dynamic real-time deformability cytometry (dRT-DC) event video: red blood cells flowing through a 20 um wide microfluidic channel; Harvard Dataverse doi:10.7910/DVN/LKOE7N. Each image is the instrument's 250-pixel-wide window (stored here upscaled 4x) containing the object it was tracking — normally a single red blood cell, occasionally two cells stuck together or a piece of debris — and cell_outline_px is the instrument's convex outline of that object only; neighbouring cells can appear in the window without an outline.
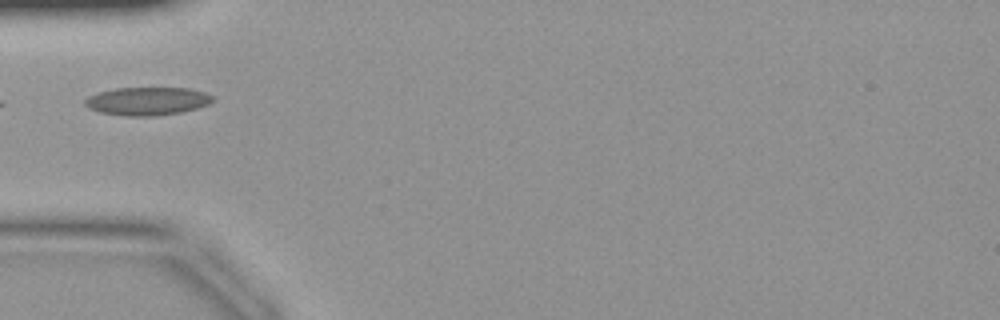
{"species": "common noctule bat (a hibernating species)", "species_latin": "Nyctalus noctula", "temperature_condition": "warm", "stored_images_in_passage": 9, "camera_frame_rate_fps": 3000, "um_per_image_px": 0.085, "animal": {"sex": "female", "body_mass_g": 19.9}, "frame": {"image": 1, "passage_image": 1, "time_ms": 0.0, "image_size_px": [1000, 320], "cell_outline_px": [[212, 100], [208, 104], [196, 108], [180, 112], [152, 116], [128, 116], [100, 112], [88, 108], [84, 104], [84, 100], [88, 96], [100, 92], [116, 88], [188, 88], [204, 92], [212, 96]], "centroid_in_image_um": [12.48, 8.59], "position_along_channel_um": 72.5, "area_um2": 20.69}}